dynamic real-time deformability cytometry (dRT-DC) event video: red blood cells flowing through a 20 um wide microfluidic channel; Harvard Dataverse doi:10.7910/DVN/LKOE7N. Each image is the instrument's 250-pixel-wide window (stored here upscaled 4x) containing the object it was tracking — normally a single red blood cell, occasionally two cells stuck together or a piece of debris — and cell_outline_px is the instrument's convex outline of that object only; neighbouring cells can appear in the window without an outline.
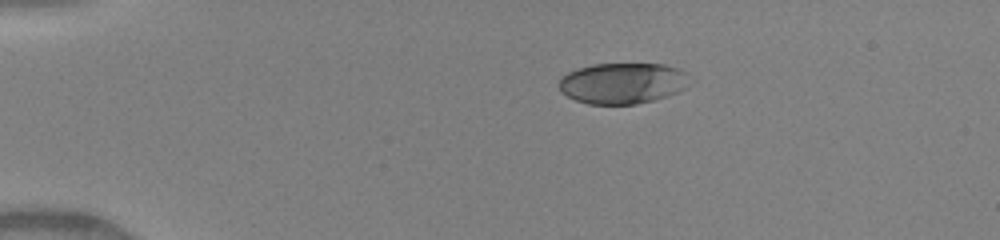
{"species": "human", "species_latin": "Homo sapiens", "temperature_condition": "warm", "stored_images_in_passage": 40, "camera_frame_rate_fps": 3000, "um_per_image_px": 0.085, "donor": {"sex": "female"}, "frame": {"image": 1, "passage_image": 1, "time_ms": 0.0, "image_size_px": [1000, 240], "cell_outline_px": [[696, 80], [680, 92], [652, 100], [636, 104], [588, 104], [576, 100], [560, 92], [560, 80], [568, 72], [576, 68], [592, 64], [664, 64], [688, 72]], "centroid_in_image_um": [53.01, 7.06], "position_along_channel_um": 32.0, "area_um2": 31.62}}
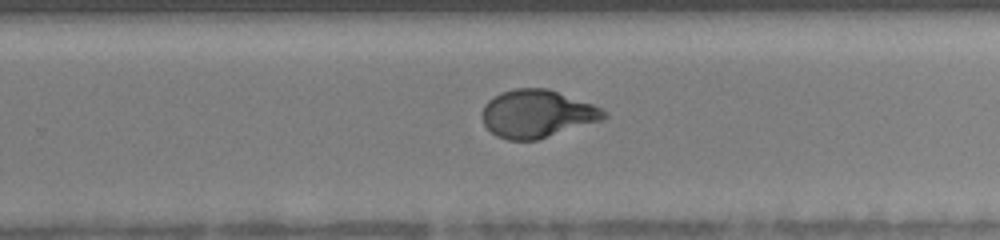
{"frame": {"image": 2, "passage_image": 24, "time_ms": 7.667, "image_size_px": [1000, 240], "cell_outline_px": [[608, 116], [600, 120], [536, 140], [508, 140], [496, 136], [484, 124], [480, 116], [484, 104], [488, 100], [500, 92], [516, 88], [548, 88], [592, 104], [608, 112]], "centroid_in_image_um": [45.6, 9.66], "position_along_channel_um": 284.2, "area_um2": 33.76}}
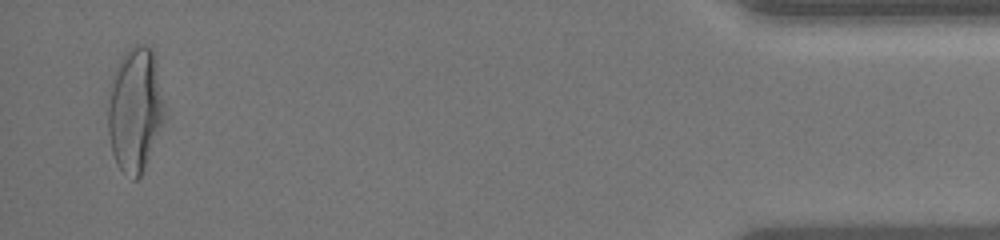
{"frame": {"image": 3, "passage_image": 39, "time_ms": 12.667, "image_size_px": [1000, 240], "cell_outline_px": [[164, 120], [140, 176], [136, 180], [132, 180], [116, 164], [112, 152], [108, 132], [108, 84], [124, 52], [132, 44], [144, 44], [152, 48], [156, 52], [164, 104]], "centroid_in_image_um": [11.47, 9.24], "position_along_channel_um": 423.7, "area_um2": 41.5}, "authors_computed_cell_mechanics": {"area_um2": 33.7841, "velocity_mm_per_s": 4.1506, "shape_relaxation_time_tau1_ms": 4.8681, "shape_relaxation_time_tau2_ms": null, "deformation_change_tau1": 0.225, "deformation_change_tau2": null}}